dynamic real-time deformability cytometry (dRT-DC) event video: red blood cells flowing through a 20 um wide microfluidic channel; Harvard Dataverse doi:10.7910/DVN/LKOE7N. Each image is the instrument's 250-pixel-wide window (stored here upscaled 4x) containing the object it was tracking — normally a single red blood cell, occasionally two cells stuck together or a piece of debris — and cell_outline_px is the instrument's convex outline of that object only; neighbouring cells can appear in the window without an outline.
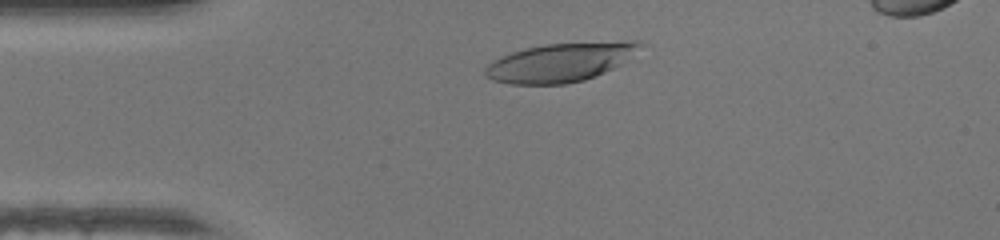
{"species": "human", "species_latin": "Homo sapiens", "temperature_condition": "warm", "stored_images_in_passage": 31, "camera_frame_rate_fps": 3000, "um_per_image_px": 0.085, "donor": {"sex": "female"}, "frame": {"image": 1, "passage_image": 3, "time_ms": 0.667, "image_size_px": [1000, 240], "cell_outline_px": [[648, 44], [620, 64], [596, 76], [584, 80], [564, 84], [508, 84], [492, 80], [484, 76], [484, 68], [492, 60], [500, 56], [524, 48], [544, 44], [636, 40], [640, 40]], "centroid_in_image_um": [47.64, 5.28], "position_along_channel_um": 37.4, "area_um2": 35.43}}
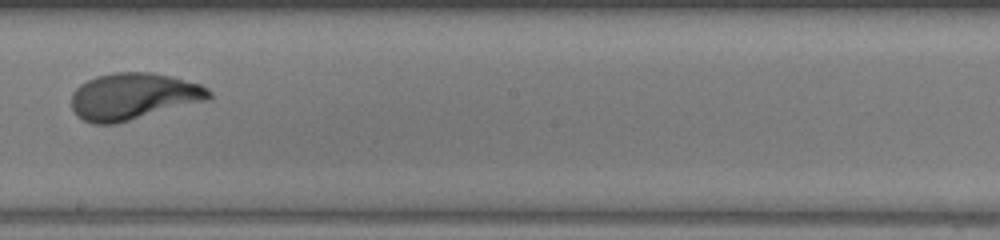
{"frame": {"image": 2, "passage_image": 19, "time_ms": 6.0, "image_size_px": [1000, 240], "cell_outline_px": [[212, 96], [208, 100], [116, 124], [92, 124], [76, 116], [72, 108], [72, 92], [80, 84], [96, 76], [112, 72], [152, 72], [172, 76], [200, 84], [208, 88], [212, 92]], "centroid_in_image_um": [11.33, 8.19], "position_along_channel_um": 236.9, "area_um2": 37.74}}
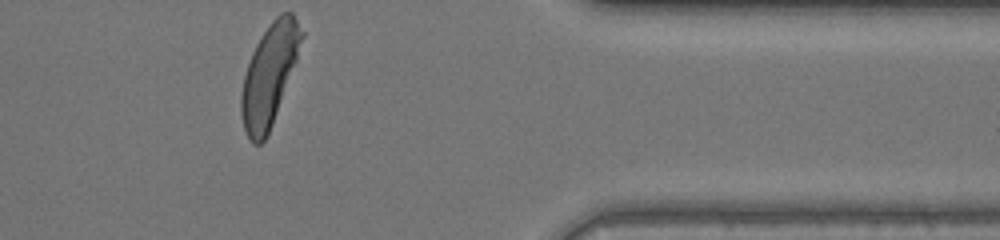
{"frame": {"image": 3, "passage_image": 31, "time_ms": 10.0, "image_size_px": [1000, 240], "cell_outline_px": [[304, 36], [296, 60], [272, 124], [264, 140], [260, 144], [252, 144], [244, 128], [240, 112], [240, 96], [244, 76], [252, 52], [256, 44], [272, 20], [280, 12], [292, 12], [304, 32]], "centroid_in_image_um": [22.88, 6.35], "position_along_channel_um": 388.5, "area_um2": 34.97}, "authors_computed_cell_mechanics": {"area_um2": 36.414, "velocity_mm_per_s": 4.3671, "shape_relaxation_time_tau1_ms": 3.4017, "shape_relaxation_time_tau2_ms": null, "deformation_change_tau1": 0.2005, "deformation_change_tau2": null}}